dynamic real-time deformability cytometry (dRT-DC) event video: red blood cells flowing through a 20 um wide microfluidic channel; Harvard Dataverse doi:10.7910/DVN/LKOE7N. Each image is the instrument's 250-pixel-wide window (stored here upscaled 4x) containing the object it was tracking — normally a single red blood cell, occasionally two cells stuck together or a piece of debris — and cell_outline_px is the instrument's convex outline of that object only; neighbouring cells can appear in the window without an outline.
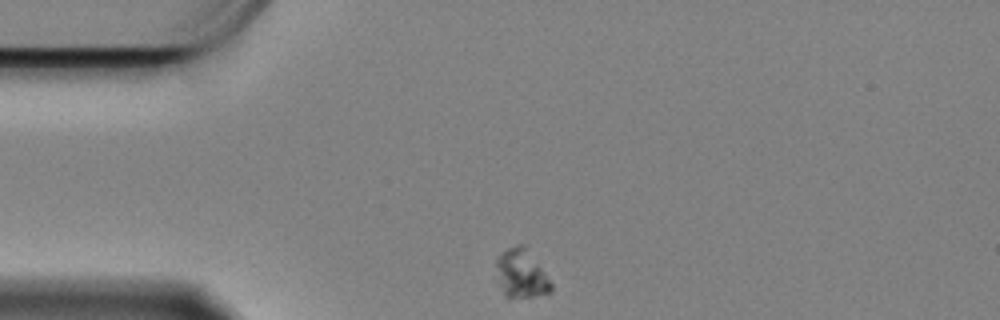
{"species": "Egyptian fruit bat (a non-hibernating species)", "species_latin": "Rousettus aegyptiacus", "temperature_condition": "cold", "stored_images_in_passage": 37, "camera_frame_rate_fps": 3000, "um_per_image_px": 0.085, "animal": {"sex": "female"}, "frame": {"image": 1, "passage_image": 1, "time_ms": 0.0, "image_size_px": [1000, 320], "cell_outline_px": [[552, 292], [536, 296], [504, 296], [496, 280], [496, 260], [500, 252], [516, 244], [524, 244], [552, 284]], "centroid_in_image_um": [44.26, 23.24], "position_along_channel_um": 40.7, "area_um2": 15.49}}
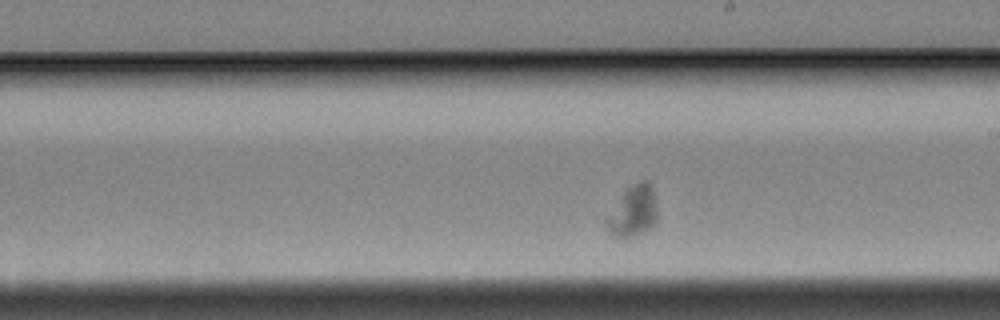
{"frame": {"image": 2, "passage_image": 22, "time_ms": 7.0, "image_size_px": [1000, 320], "cell_outline_px": [[656, 224], [624, 240], [616, 236], [604, 224], [604, 216], [624, 192], [632, 184], [640, 180], [648, 180], [652, 188], [656, 204]], "centroid_in_image_um": [53.77, 17.95], "position_along_channel_um": 235.2, "area_um2": 15.09}}
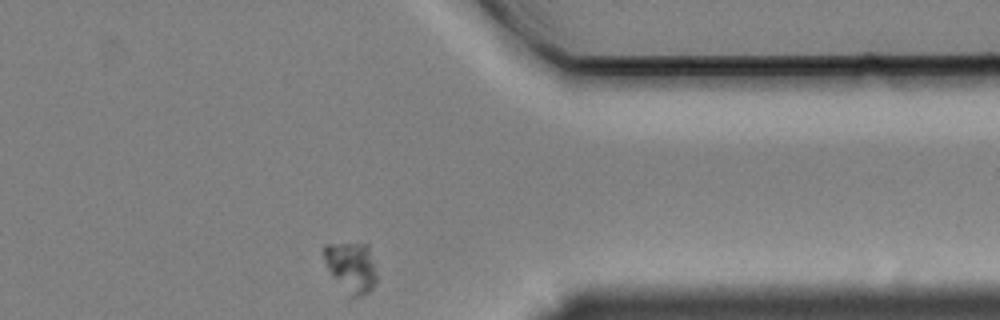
{"frame": {"image": 3, "passage_image": 37, "time_ms": 12.0, "image_size_px": [1000, 320], "cell_outline_px": [[376, 284], [368, 292], [360, 296], [348, 296], [332, 276], [324, 260], [324, 244], [368, 244], [376, 276]], "centroid_in_image_um": [29.84, 22.73], "position_along_channel_um": 381.6, "area_um2": 15.26}}